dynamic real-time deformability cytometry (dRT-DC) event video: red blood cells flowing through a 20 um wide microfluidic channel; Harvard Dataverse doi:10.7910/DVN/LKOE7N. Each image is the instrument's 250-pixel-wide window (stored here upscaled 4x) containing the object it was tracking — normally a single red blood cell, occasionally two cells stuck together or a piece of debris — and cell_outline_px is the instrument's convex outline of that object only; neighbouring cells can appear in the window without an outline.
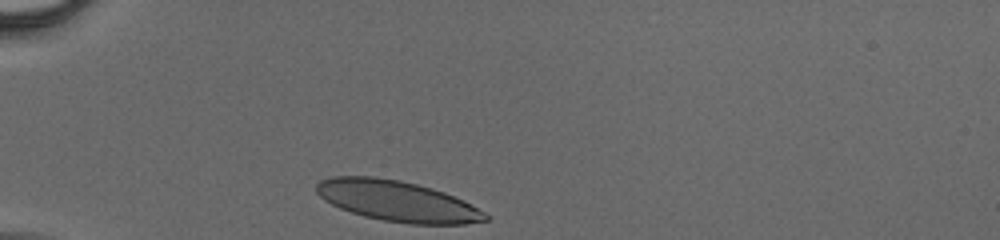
{"species": "human", "species_latin": "Homo sapiens", "temperature_condition": "cold", "stored_images_in_passage": 31, "camera_frame_rate_fps": 3000, "um_per_image_px": 0.085, "donor": {"sex": "male"}, "frame": {"image": 1, "passage_image": 1, "time_ms": 0.0, "image_size_px": [1000, 240], "cell_outline_px": [[488, 220], [464, 224], [408, 224], [384, 220], [364, 216], [340, 208], [324, 200], [316, 192], [316, 184], [320, 180], [332, 176], [372, 176], [400, 180], [432, 188], [444, 192], [484, 212], [488, 216]], "centroid_in_image_um": [33.71, 17.08], "position_along_channel_um": 51.3, "area_um2": 39.65}}
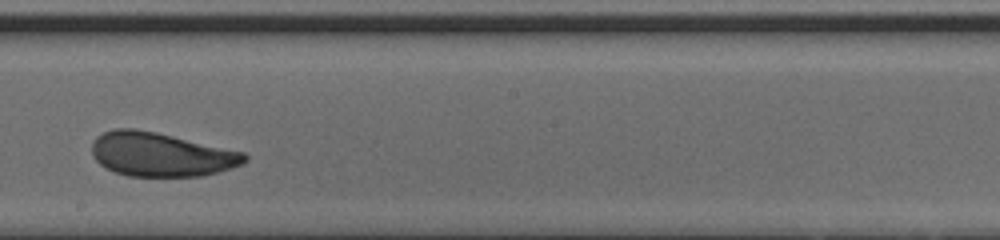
{"frame": {"image": 2, "passage_image": 18, "time_ms": 5.667, "image_size_px": [1000, 240], "cell_outline_px": [[248, 160], [240, 164], [216, 172], [200, 176], [128, 176], [116, 172], [100, 164], [92, 156], [92, 140], [96, 136], [104, 132], [116, 128], [136, 128], [156, 132], [244, 152], [248, 156]], "centroid_in_image_um": [13.64, 13.11], "position_along_channel_um": 234.6, "area_um2": 38.9}}
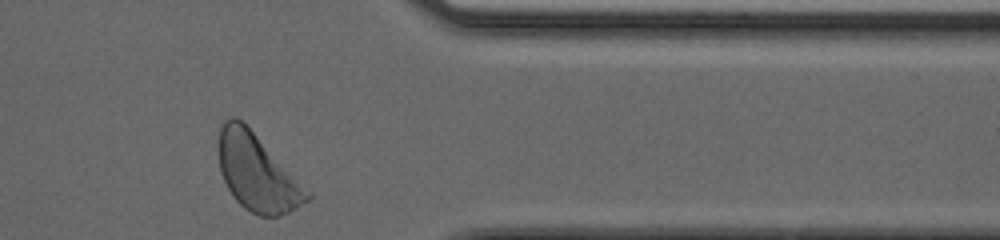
{"frame": {"image": 3, "passage_image": 31, "time_ms": 10.0, "image_size_px": [1000, 240], "cell_outline_px": [[312, 196], [308, 200], [296, 208], [280, 216], [260, 216], [244, 208], [232, 196], [220, 172], [216, 148], [216, 144], [220, 128], [224, 120], [232, 116], [236, 116], [252, 132]], "centroid_in_image_um": [21.75, 14.68], "position_along_channel_um": 389.6, "area_um2": 38.61}}